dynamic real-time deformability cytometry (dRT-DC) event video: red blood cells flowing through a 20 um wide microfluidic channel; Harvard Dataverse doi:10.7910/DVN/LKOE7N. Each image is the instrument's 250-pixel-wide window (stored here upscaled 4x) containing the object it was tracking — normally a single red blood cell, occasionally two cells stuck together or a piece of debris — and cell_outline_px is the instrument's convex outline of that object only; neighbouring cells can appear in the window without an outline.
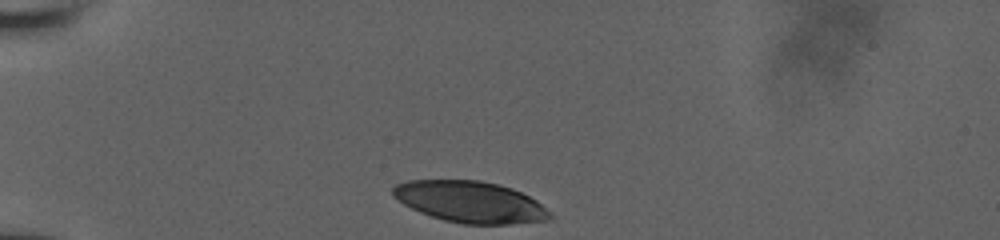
{"species": "human", "species_latin": "Homo sapiens", "temperature_condition": "room temperature", "stored_images_in_passage": 32, "camera_frame_rate_fps": 3000, "um_per_image_px": 0.085, "donor": {"sex": "male"}, "frame": {"image": 1, "passage_image": 1, "time_ms": 0.0, "image_size_px": [1000, 240], "cell_outline_px": [[552, 216], [548, 220], [512, 224], [464, 224], [444, 220], [420, 212], [404, 204], [392, 196], [392, 188], [396, 184], [408, 180], [480, 180], [512, 188], [536, 200], [552, 212]], "centroid_in_image_um": [39.97, 17.16], "position_along_channel_um": 45.0, "area_um2": 37.86}}
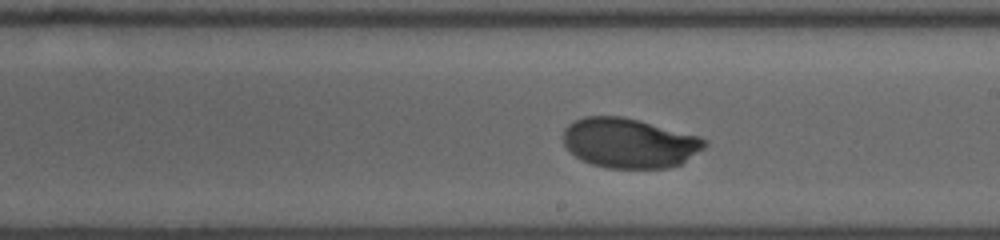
{"frame": {"image": 2, "passage_image": 19, "time_ms": 6.0, "image_size_px": [1000, 240], "cell_outline_px": [[708, 144], [704, 148], [680, 164], [668, 168], [608, 168], [592, 164], [576, 156], [564, 144], [564, 128], [568, 124], [584, 116], [624, 116], [640, 120], [700, 136], [708, 140]], "centroid_in_image_um": [53.52, 12.14], "position_along_channel_um": 235.5, "area_um2": 41.04}}
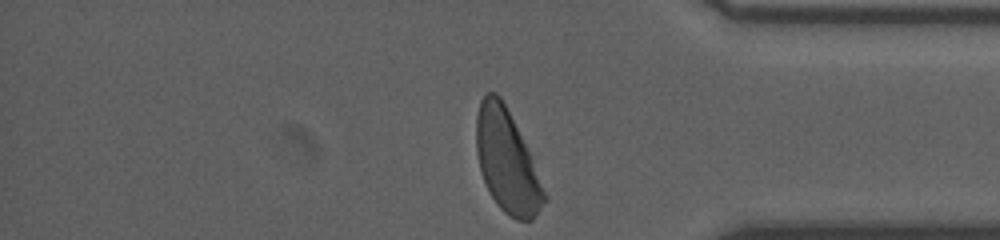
{"frame": {"image": 3, "passage_image": 32, "time_ms": 10.333, "image_size_px": [1000, 240], "cell_outline_px": [[548, 200], [532, 220], [516, 220], [504, 212], [496, 204], [484, 180], [480, 168], [476, 152], [476, 116], [480, 100], [484, 92], [496, 92], [500, 96], [532, 160], [548, 196]], "centroid_in_image_um": [43.08, 13.73], "position_along_channel_um": 392.1, "area_um2": 40.0}, "authors_computed_cell_mechanics": {"area_um2": 41.327, "velocity_mm_per_s": 3.8843, "shape_relaxation_time_tau1_ms": 2.7077, "shape_relaxation_time_tau2_ms": null, "deformation_change_tau1": 0.1487, "deformation_change_tau2": null}}